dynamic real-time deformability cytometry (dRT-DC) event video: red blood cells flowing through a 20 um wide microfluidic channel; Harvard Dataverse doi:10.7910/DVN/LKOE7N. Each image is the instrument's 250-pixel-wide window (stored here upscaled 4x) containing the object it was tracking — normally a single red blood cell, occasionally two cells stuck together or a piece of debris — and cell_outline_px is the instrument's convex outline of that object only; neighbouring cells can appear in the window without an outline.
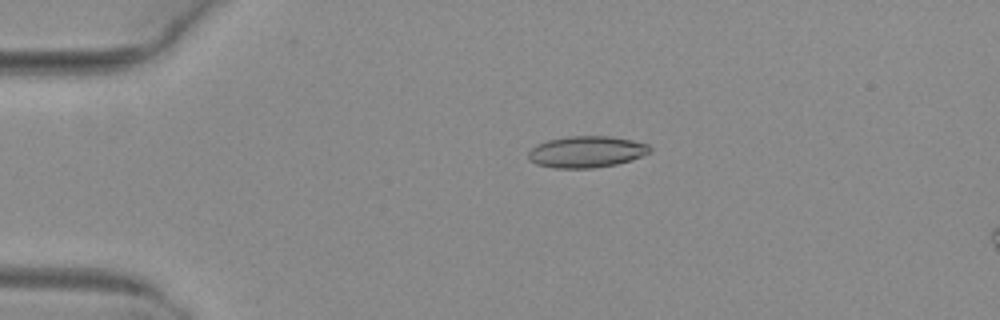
{"species": "common noctule bat (a hibernating species)", "species_latin": "Nyctalus noctula", "temperature_condition": "warm", "stored_images_in_passage": 5, "camera_frame_rate_fps": 3000, "um_per_image_px": 0.085, "animal": {"sex": "female", "body_mass_g": 29.2, "forearm_length_mm": 56.3}, "frame": {"image": 1, "passage_image": 3, "time_ms": 0.667, "image_size_px": [1000, 320], "cell_outline_px": [[652, 148], [648, 152], [632, 160], [616, 164], [592, 168], [556, 168], [536, 164], [528, 160], [528, 152], [536, 144], [548, 140], [568, 136], [608, 136], [632, 140], [648, 144]], "centroid_in_image_um": [49.82, 12.9], "position_along_channel_um": 35.2, "area_um2": 22.25}}